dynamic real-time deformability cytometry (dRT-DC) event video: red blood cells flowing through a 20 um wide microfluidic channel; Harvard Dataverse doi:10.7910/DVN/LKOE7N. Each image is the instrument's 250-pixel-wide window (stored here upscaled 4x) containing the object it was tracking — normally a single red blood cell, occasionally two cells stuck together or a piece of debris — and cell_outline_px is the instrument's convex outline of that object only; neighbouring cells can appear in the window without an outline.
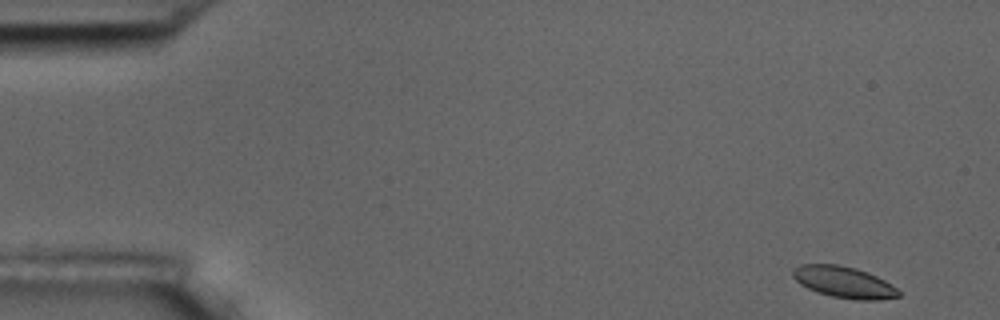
{"species": "common noctule bat (a hibernating species)", "species_latin": "Nyctalus noctula", "temperature_condition": "room temperature", "stored_images_in_passage": 7, "camera_frame_rate_fps": 3000, "um_per_image_px": 0.085, "animal": {"sex": "male", "body_mass_g": 17.5, "forearm_length_mm": 52.3}, "frame": {"image": 1, "passage_image": 1, "time_ms": 0.0, "image_size_px": [1000, 320], "cell_outline_px": [[900, 296], [876, 300], [860, 300], [832, 296], [808, 288], [800, 284], [792, 276], [792, 272], [800, 264], [836, 264], [856, 268], [868, 272], [892, 284], [900, 292]], "centroid_in_image_um": [71.75, 23.97], "position_along_channel_um": 13.3, "area_um2": 19.13}}